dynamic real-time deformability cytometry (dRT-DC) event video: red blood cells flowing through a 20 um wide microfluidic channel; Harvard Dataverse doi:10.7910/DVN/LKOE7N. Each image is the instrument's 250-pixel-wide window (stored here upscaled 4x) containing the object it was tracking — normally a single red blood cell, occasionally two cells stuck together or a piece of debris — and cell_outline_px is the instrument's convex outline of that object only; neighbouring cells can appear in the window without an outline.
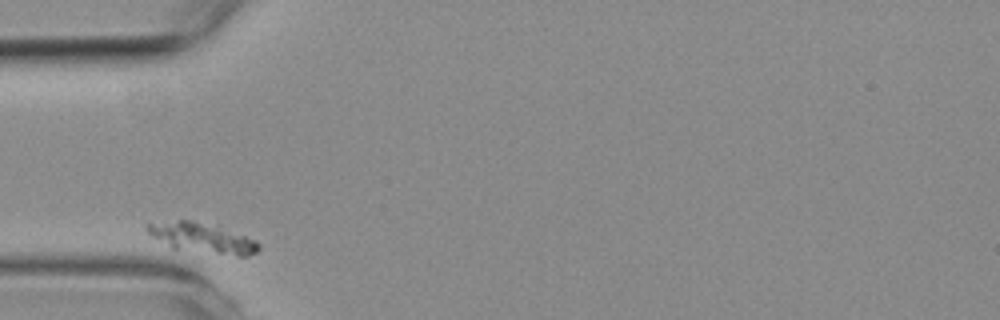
{"species": "common noctule bat (a hibernating species)", "species_latin": "Nyctalus noctula", "temperature_condition": "room temperature", "stored_images_in_passage": 19, "camera_frame_rate_fps": 3000, "um_per_image_px": 0.085, "animal": {"sex": "female", "body_mass_g": 19.3, "forearm_length_mm": 54.1}, "frame": {"image": 1, "passage_image": 1, "time_ms": 0.0, "image_size_px": [1000, 320], "cell_outline_px": [[260, 248], [256, 252], [248, 256], [236, 256], [172, 248], [152, 236], [144, 228], [144, 224], [176, 220], [192, 220], [244, 236], [256, 240], [260, 244]], "centroid_in_image_um": [17.15, 20.24], "position_along_channel_um": 67.8, "area_um2": 18.96}}
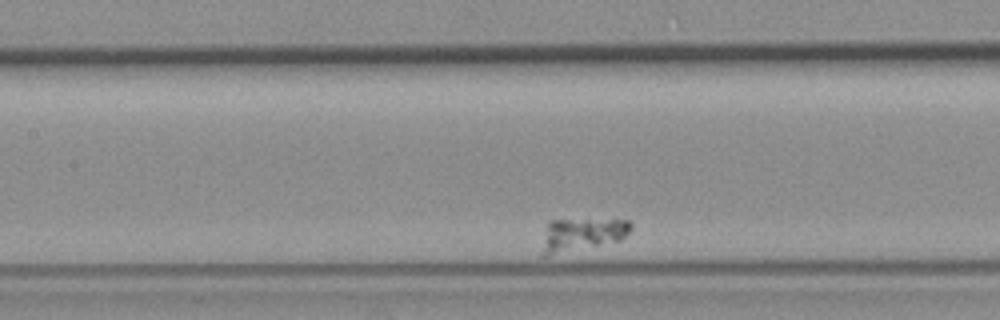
{"frame": {"image": 2, "passage_image": 11, "time_ms": 3.333, "image_size_px": [1000, 320], "cell_outline_px": [[632, 228], [620, 240], [548, 256], [540, 256], [540, 252], [548, 220], [628, 220], [632, 224]], "centroid_in_image_um": [49.4, 19.94], "position_along_channel_um": 158.0, "area_um2": 16.88}}
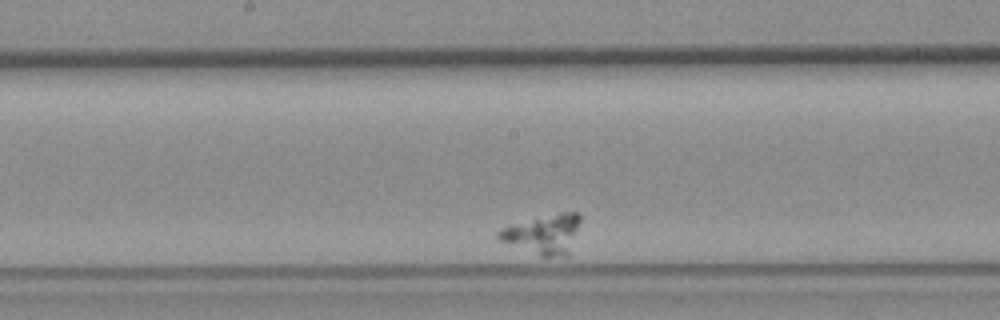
{"frame": {"image": 3, "passage_image": 16, "time_ms": 5.0, "image_size_px": [1000, 320], "cell_outline_px": [[580, 220], [568, 256], [540, 256], [500, 240], [496, 236], [496, 232], [500, 228], [512, 224], [560, 212], [580, 212]], "centroid_in_image_um": [46.19, 19.9], "position_along_channel_um": 202.0, "area_um2": 18.5}}